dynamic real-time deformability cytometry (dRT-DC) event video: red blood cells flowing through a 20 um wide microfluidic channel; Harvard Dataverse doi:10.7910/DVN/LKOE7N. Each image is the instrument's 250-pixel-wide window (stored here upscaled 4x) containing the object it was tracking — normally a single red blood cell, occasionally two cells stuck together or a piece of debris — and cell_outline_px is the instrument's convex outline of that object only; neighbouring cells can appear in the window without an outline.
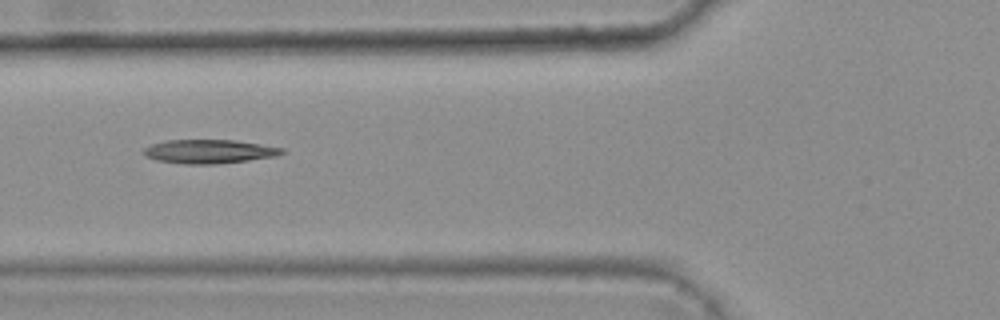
{"species": "common noctule bat (a hibernating species)", "species_latin": "Nyctalus noctula", "temperature_condition": "warm", "stored_images_in_passage": 8, "camera_frame_rate_fps": 3000, "um_per_image_px": 0.085, "animal": {"sex": "female", "body_mass_g": 25.1}, "frame": {"image": 1, "passage_image": 5, "time_ms": 1.333, "image_size_px": [1000, 320], "cell_outline_px": [[284, 152], [276, 156], [248, 160], [216, 164], [184, 164], [156, 160], [140, 152], [144, 148], [152, 144], [164, 140], [236, 140], [284, 148]], "centroid_in_image_um": [17.76, 12.87], "position_along_channel_um": 108.0, "area_um2": 19.19}}
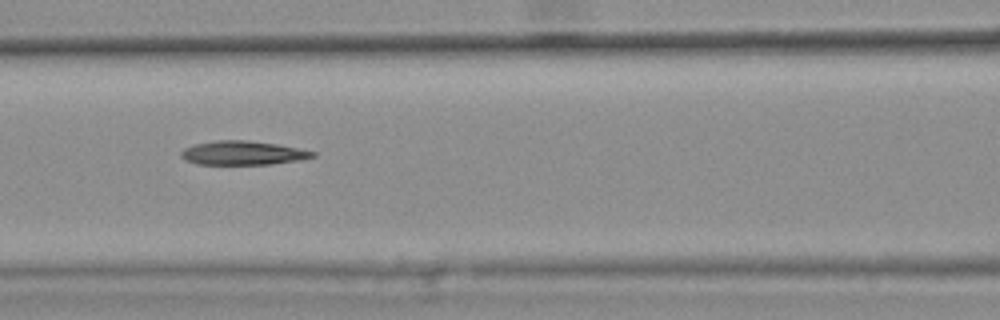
{"frame": {"image": 2, "passage_image": 6, "time_ms": 1.667, "image_size_px": [1000, 320], "cell_outline_px": [[316, 156], [300, 160], [268, 164], [196, 164], [184, 160], [180, 156], [180, 152], [184, 148], [192, 144], [216, 140], [244, 140], [276, 144], [316, 152]], "centroid_in_image_um": [20.57, 13.0], "position_along_channel_um": 146.0, "area_um2": 18.32}}